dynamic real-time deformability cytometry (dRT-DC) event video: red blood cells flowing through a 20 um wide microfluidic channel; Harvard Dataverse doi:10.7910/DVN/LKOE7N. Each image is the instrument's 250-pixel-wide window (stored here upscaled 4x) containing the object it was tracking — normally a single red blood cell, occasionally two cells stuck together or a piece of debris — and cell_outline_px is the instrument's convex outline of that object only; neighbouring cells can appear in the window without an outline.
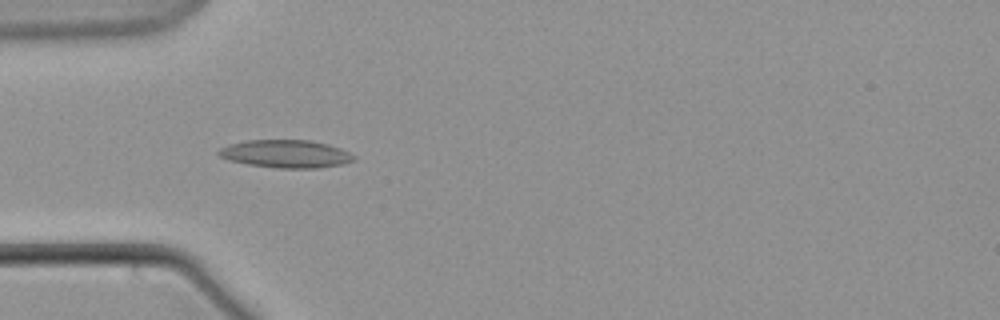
{"species": "common noctule bat (a hibernating species)", "species_latin": "Nyctalus noctula", "temperature_condition": "warm", "stored_images_in_passage": 57, "camera_frame_rate_fps": 3000, "um_per_image_px": 0.085, "animal": {"sex": "male", "body_mass_g": 21.5, "forearm_length_mm": 52.0}, "frame": {"image": 1, "passage_image": 15, "time_ms": 4.667, "image_size_px": [1000, 320], "cell_outline_px": [[356, 160], [344, 164], [316, 168], [276, 168], [248, 164], [228, 160], [220, 156], [216, 152], [220, 148], [232, 144], [248, 140], [308, 140], [328, 144], [340, 148], [356, 156]], "centroid_in_image_um": [24.33, 13.08], "position_along_channel_um": 60.7, "area_um2": 21.91}}
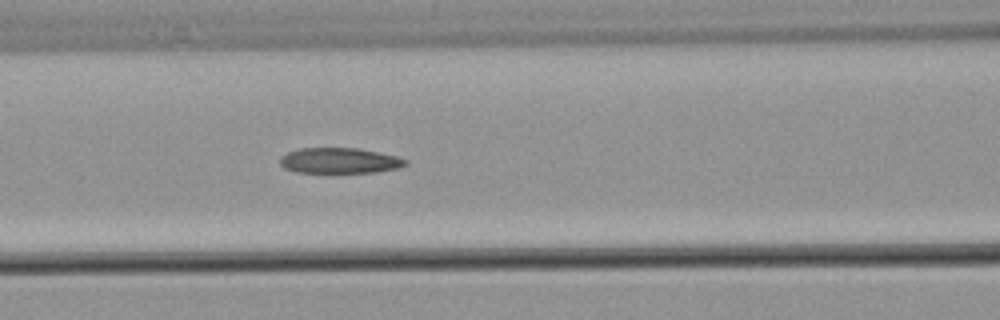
{"frame": {"image": 2, "passage_image": 22, "time_ms": 7.0, "image_size_px": [1000, 320], "cell_outline_px": [[408, 164], [400, 168], [376, 172], [296, 172], [284, 168], [280, 164], [280, 156], [288, 152], [300, 148], [356, 148], [396, 156], [408, 160]], "centroid_in_image_um": [28.86, 13.65], "position_along_channel_um": 137.7, "area_um2": 18.61}}
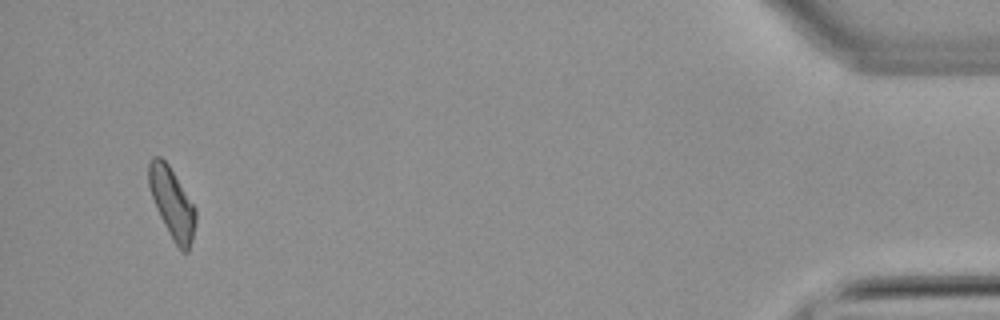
{"frame": {"image": 3, "passage_image": 54, "time_ms": 17.667, "image_size_px": [1000, 320], "cell_outline_px": [[196, 220], [192, 240], [188, 252], [180, 252], [164, 224], [156, 208], [148, 184], [148, 164], [152, 156], [160, 156], [168, 164], [196, 208]], "centroid_in_image_um": [14.62, 17.26], "position_along_channel_um": 420.6, "area_um2": 19.13}}